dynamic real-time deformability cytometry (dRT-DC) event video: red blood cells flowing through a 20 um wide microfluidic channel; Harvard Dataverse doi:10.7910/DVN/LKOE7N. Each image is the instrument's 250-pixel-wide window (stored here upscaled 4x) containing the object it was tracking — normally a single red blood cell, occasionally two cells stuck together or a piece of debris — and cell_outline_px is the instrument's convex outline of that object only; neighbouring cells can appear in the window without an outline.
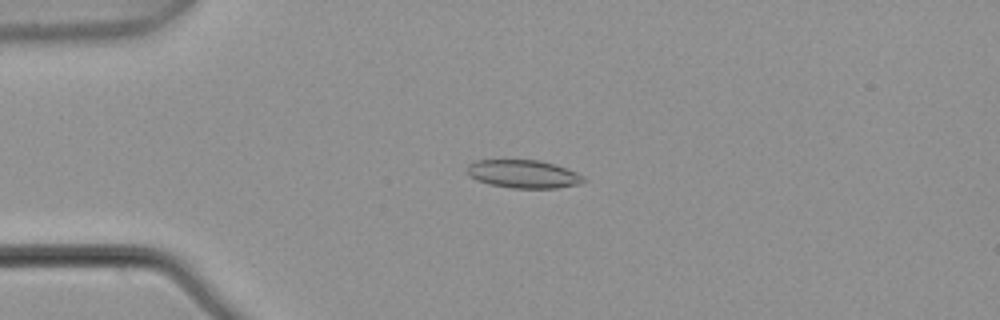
{"species": "common noctule bat (a hibernating species)", "species_latin": "Nyctalus noctula", "temperature_condition": "warm", "stored_images_in_passage": 4, "camera_frame_rate_fps": 3000, "um_per_image_px": 0.085, "animal": {"sex": "male", "body_mass_g": 21.5, "forearm_length_mm": 52.0}, "frame": {"image": 1, "passage_image": 3, "time_ms": 0.667, "image_size_px": [1000, 320], "cell_outline_px": [[588, 180], [576, 184], [556, 188], [512, 188], [488, 184], [476, 180], [468, 176], [464, 168], [468, 164], [476, 160], [536, 160], [556, 164], [576, 172], [584, 176]], "centroid_in_image_um": [44.44, 14.79], "position_along_channel_um": 40.6, "area_um2": 19.31}}